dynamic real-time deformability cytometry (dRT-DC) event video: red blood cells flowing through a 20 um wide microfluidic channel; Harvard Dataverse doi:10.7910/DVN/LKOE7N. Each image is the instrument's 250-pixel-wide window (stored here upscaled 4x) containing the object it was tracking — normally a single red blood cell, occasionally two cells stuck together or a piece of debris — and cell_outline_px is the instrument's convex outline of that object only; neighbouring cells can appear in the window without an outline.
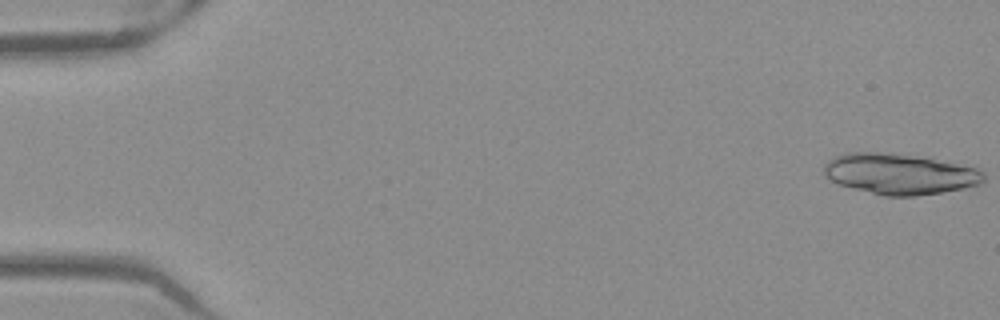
{"species": "Egyptian fruit bat (a non-hibernating species)", "species_latin": "Rousettus aegyptiacus", "temperature_condition": "warm", "stored_images_in_passage": 19, "camera_frame_rate_fps": 3000, "um_per_image_px": 0.085, "frame": {"image": 1, "passage_image": 1, "time_ms": 0.0, "image_size_px": [1000, 320], "cell_outline_px": [[984, 180], [980, 184], [964, 188], [916, 196], [884, 196], [836, 184], [824, 176], [824, 164], [832, 156], [844, 152], [888, 152], [912, 156], [956, 164], [976, 168], [984, 172]], "centroid_in_image_um": [76.38, 14.79], "position_along_channel_um": 8.6, "area_um2": 37.86}}